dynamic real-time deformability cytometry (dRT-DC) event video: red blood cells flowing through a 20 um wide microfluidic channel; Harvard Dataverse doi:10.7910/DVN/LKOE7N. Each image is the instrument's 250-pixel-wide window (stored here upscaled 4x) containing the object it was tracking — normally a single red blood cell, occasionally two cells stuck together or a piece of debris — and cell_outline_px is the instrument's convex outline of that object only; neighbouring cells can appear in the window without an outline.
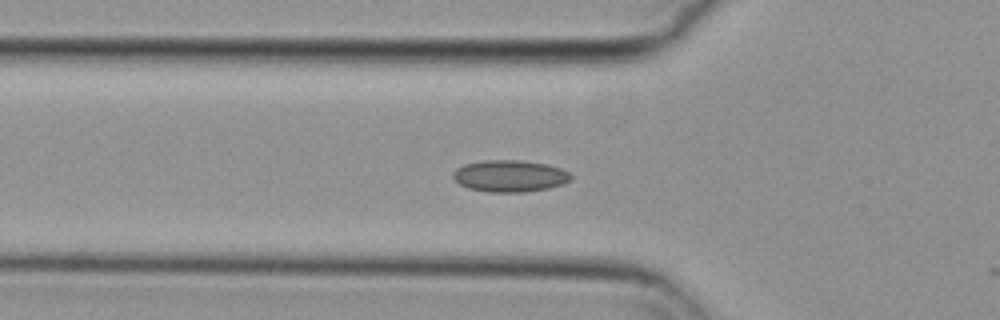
{"species": "common noctule bat (a hibernating species)", "species_latin": "Nyctalus noctula", "temperature_condition": "cold", "stored_images_in_passage": 3, "camera_frame_rate_fps": 3000, "um_per_image_px": 0.085, "animal": {"sex": "female", "body_mass_g": 29.2, "forearm_length_mm": 56.3}, "frame": {"image": 1, "passage_image": 2, "time_ms": 0.333, "image_size_px": [1000, 320], "cell_outline_px": [[572, 176], [564, 184], [548, 188], [524, 192], [488, 192], [468, 188], [460, 184], [452, 176], [452, 172], [456, 168], [464, 164], [484, 160], [520, 160], [548, 164], [560, 168], [568, 172]], "centroid_in_image_um": [43.31, 14.95], "position_along_channel_um": 82.5, "area_um2": 21.85}}